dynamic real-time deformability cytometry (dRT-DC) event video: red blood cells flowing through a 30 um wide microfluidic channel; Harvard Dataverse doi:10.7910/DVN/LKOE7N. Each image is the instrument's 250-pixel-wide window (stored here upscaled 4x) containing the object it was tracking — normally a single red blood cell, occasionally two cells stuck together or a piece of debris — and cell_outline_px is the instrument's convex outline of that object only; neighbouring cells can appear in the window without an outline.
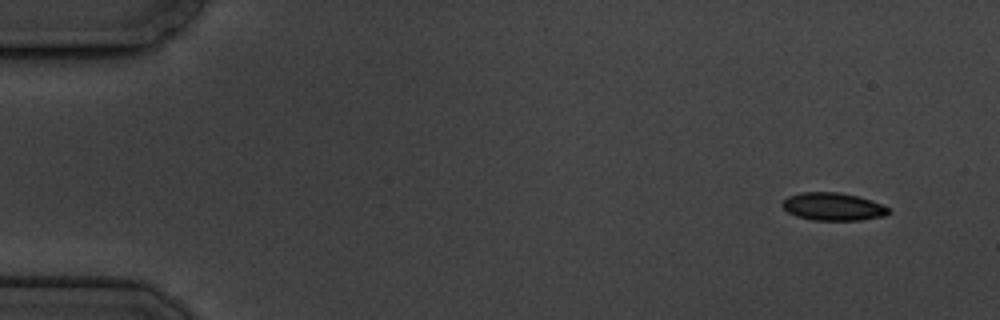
{"species": "common noctule bat (a hibernating species)", "species_latin": "Nyctalus noctula", "temperature_condition": "cold", "stored_images_in_passage": 7, "camera_frame_rate_fps": 3000, "um_per_image_px": 0.085, "animal": {"sex": "male", "body_mass_g": 19.5, "forearm_length_mm": 54.6}, "frame": {"image": 1, "passage_image": 1, "time_ms": 0.0, "image_size_px": [1000, 320], "cell_outline_px": [[888, 212], [884, 216], [860, 220], [812, 220], [796, 216], [788, 212], [780, 204], [788, 196], [800, 192], [840, 192], [872, 200], [888, 208]], "centroid_in_image_um": [70.76, 17.56], "position_along_channel_um": 14.2, "area_um2": 17.11}}
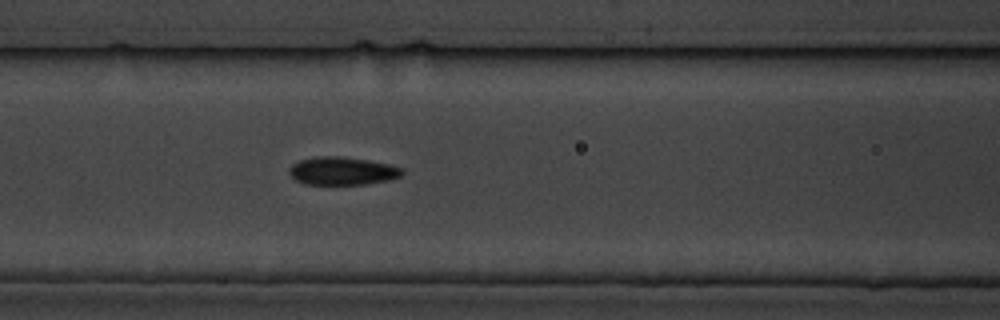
{"frame": {"image": 2, "passage_image": 7, "time_ms": 7.0, "image_size_px": [1000, 320], "cell_outline_px": [[404, 172], [400, 176], [392, 180], [364, 184], [304, 184], [296, 180], [288, 172], [288, 168], [292, 164], [300, 160], [316, 156], [340, 156], [368, 160], [388, 164], [404, 168]], "centroid_in_image_um": [29.1, 14.53], "position_along_channel_um": 137.5, "area_um2": 18.55}}